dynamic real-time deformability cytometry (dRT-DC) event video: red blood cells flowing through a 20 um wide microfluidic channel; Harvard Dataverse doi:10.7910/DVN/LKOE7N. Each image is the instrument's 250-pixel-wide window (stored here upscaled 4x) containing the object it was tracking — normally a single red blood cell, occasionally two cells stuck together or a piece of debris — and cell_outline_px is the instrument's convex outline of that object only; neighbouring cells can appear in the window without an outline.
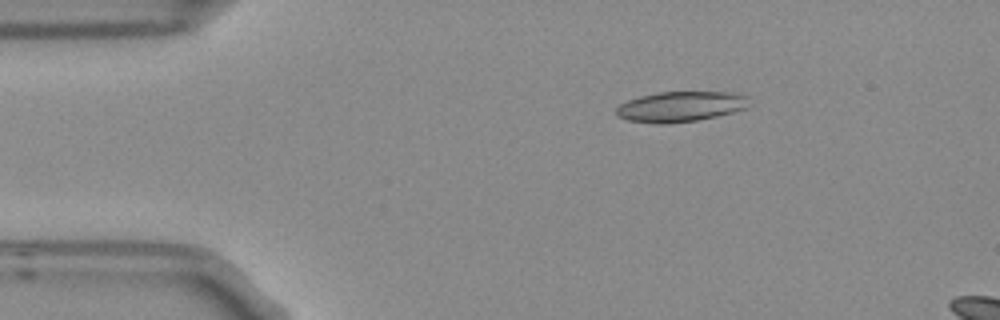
{"species": "Egyptian fruit bat (a non-hibernating species)", "species_latin": "Rousettus aegyptiacus", "temperature_condition": "room temperature", "stored_images_in_passage": 3, "camera_frame_rate_fps": 3000, "um_per_image_px": 0.085, "frame": {"image": 1, "passage_image": 1, "time_ms": 0.0, "image_size_px": [1000, 320], "cell_outline_px": [[748, 108], [716, 116], [696, 120], [664, 124], [660, 124], [628, 120], [616, 116], [616, 108], [620, 104], [628, 100], [640, 96], [660, 92], [728, 92], [748, 96]], "centroid_in_image_um": [57.83, 9.06], "position_along_channel_um": 27.2, "area_um2": 23.35}}